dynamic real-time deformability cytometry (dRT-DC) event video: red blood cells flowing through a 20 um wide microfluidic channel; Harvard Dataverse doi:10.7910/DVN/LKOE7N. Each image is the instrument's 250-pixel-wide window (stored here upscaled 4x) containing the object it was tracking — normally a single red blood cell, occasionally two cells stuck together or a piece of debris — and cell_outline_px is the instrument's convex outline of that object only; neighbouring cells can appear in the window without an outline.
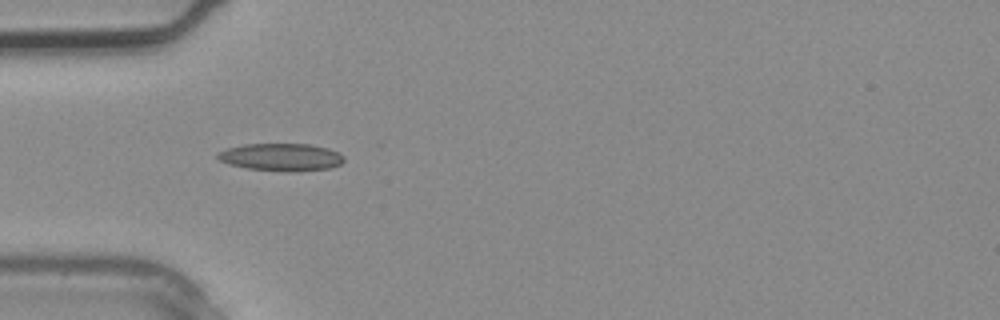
{"species": "common noctule bat (a hibernating species)", "species_latin": "Nyctalus noctula", "temperature_condition": "warm", "stored_images_in_passage": 3, "camera_frame_rate_fps": 3000, "um_per_image_px": 0.085, "animal": {"sex": "male", "body_mass_g": 20.4}, "frame": {"image": 1, "passage_image": 3, "time_ms": 0.667, "image_size_px": [1000, 320], "cell_outline_px": [[344, 160], [340, 164], [328, 168], [296, 172], [288, 172], [248, 168], [228, 164], [220, 160], [216, 156], [220, 152], [228, 148], [244, 144], [308, 144], [328, 148], [344, 156]], "centroid_in_image_um": [23.91, 13.36], "position_along_channel_um": 61.1, "area_um2": 20.11}}